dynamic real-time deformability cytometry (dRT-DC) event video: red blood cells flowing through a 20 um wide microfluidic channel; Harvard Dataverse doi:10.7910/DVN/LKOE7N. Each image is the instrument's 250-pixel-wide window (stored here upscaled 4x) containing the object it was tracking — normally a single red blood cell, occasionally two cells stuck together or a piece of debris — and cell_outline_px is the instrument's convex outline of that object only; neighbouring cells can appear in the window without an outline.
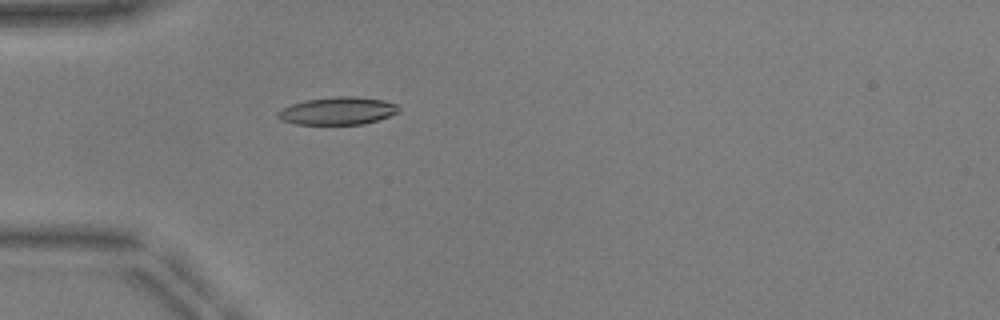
{"species": "common noctule bat (a hibernating species)", "species_latin": "Nyctalus noctula", "temperature_condition": "warm", "stored_images_in_passage": 9, "camera_frame_rate_fps": 3000, "um_per_image_px": 0.085, "animal": {"sex": "male", "body_mass_g": 17.9, "forearm_length_mm": 54.2}, "frame": {"image": 1, "passage_image": 1, "time_ms": 0.0, "image_size_px": [1000, 320], "cell_outline_px": [[400, 108], [396, 112], [388, 116], [364, 124], [296, 124], [284, 120], [276, 116], [284, 108], [292, 104], [308, 100], [332, 96], [356, 96], [384, 100], [396, 104]], "centroid_in_image_um": [28.74, 9.41], "position_along_channel_um": 56.3, "area_um2": 19.13}}